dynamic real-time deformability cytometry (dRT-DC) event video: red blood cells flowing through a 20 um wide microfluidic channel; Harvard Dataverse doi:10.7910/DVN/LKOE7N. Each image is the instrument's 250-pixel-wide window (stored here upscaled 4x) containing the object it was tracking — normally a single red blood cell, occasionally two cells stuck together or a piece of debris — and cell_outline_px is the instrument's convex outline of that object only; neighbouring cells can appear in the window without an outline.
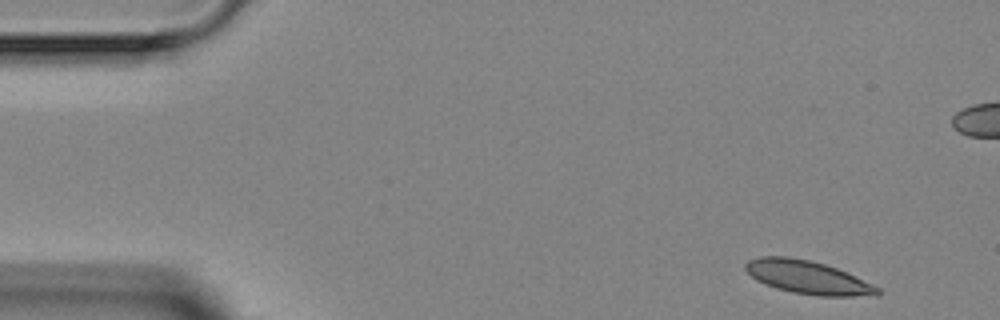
{"species": "Egyptian fruit bat (a non-hibernating species)", "species_latin": "Rousettus aegyptiacus", "temperature_condition": "room temperature", "stored_images_in_passage": 3, "camera_frame_rate_fps": 3000, "um_per_image_px": 0.085, "animal": {"sex": "female"}, "frame": {"image": 1, "passage_image": 1, "time_ms": 0.0, "image_size_px": [1000, 320], "cell_outline_px": [[884, 292], [880, 296], [816, 296], [792, 292], [776, 288], [756, 280], [744, 268], [744, 264], [748, 260], [760, 256], [788, 256], [808, 260], [824, 264], [836, 268], [872, 284], [880, 288]], "centroid_in_image_um": [68.68, 23.58], "position_along_channel_um": 16.3, "area_um2": 25.61}}